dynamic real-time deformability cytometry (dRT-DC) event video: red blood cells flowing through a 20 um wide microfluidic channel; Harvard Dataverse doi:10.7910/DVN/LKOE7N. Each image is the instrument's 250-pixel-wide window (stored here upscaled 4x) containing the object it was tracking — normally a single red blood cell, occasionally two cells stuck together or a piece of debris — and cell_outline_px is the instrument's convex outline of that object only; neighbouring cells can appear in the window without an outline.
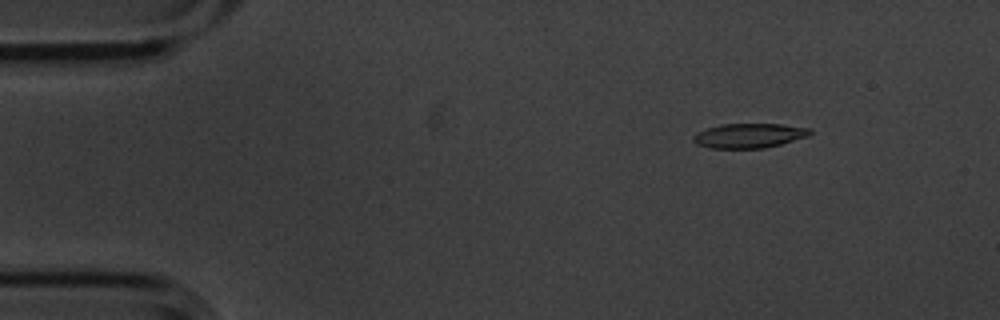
{"species": "common noctule bat (a hibernating species)", "species_latin": "Nyctalus noctula", "temperature_condition": "cold", "stored_images_in_passage": 6, "camera_frame_rate_fps": 3000, "um_per_image_px": 0.085, "animal": {"sex": "male", "body_mass_g": 20.1, "forearm_length_mm": 53.5}, "frame": {"image": 1, "passage_image": 2, "time_ms": 0.333, "image_size_px": [1000, 320], "cell_outline_px": [[812, 132], [808, 136], [780, 144], [764, 148], [712, 148], [696, 144], [692, 140], [692, 136], [708, 128], [720, 124], [784, 124], [812, 128]], "centroid_in_image_um": [63.7, 11.52], "position_along_channel_um": 21.3, "area_um2": 16.65}}
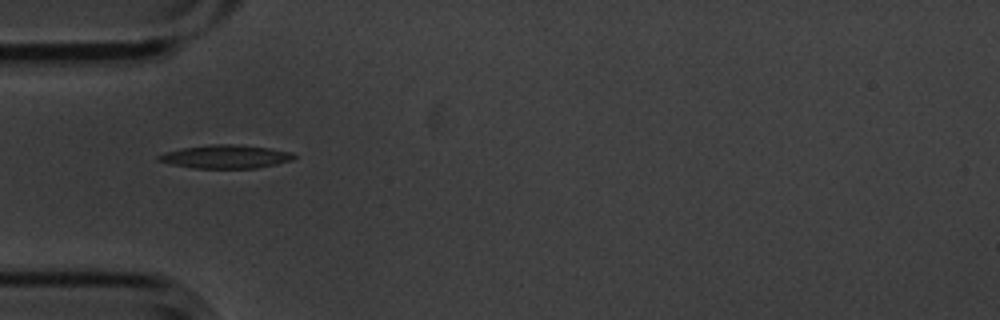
{"frame": {"image": 2, "passage_image": 5, "time_ms": 1.333, "image_size_px": [1000, 320], "cell_outline_px": [[296, 156], [292, 160], [276, 164], [256, 168], [192, 168], [172, 164], [156, 160], [156, 156], [164, 152], [184, 148], [212, 144], [232, 144], [268, 148], [292, 152]], "centroid_in_image_um": [19.16, 13.32], "position_along_channel_um": 65.8, "area_um2": 18.32}}
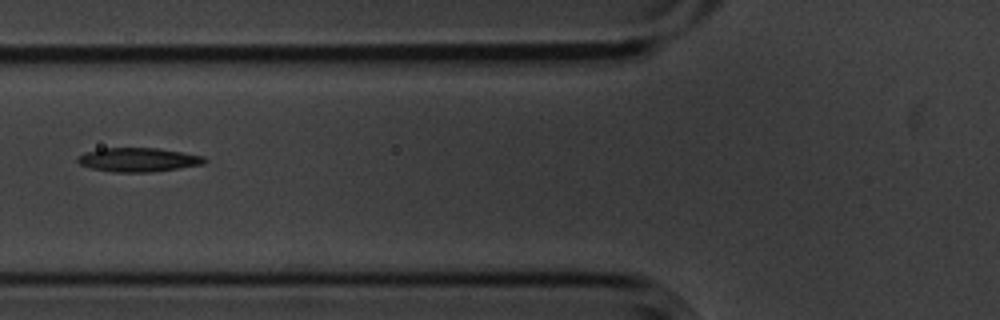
{"frame": {"image": 3, "passage_image": 6, "time_ms": 1.667, "image_size_px": [1000, 320], "cell_outline_px": [[208, 160], [204, 164], [180, 168], [152, 172], [112, 172], [92, 168], [80, 164], [76, 160], [76, 156], [84, 152], [104, 148], [156, 148], [204, 156]], "centroid_in_image_um": [11.74, 13.58], "position_along_channel_um": 114.1, "area_um2": 17.74}}